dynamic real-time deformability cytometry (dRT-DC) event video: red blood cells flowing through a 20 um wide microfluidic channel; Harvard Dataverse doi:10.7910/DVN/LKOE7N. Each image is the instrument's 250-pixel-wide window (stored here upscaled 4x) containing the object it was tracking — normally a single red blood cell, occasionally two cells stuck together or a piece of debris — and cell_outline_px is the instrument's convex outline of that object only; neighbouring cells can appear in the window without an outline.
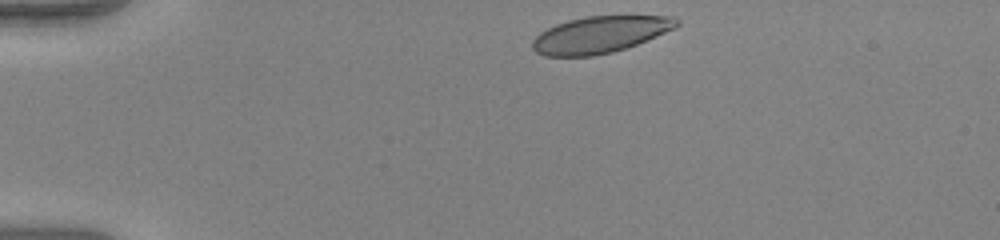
{"species": "human", "species_latin": "Homo sapiens", "temperature_condition": "warm", "stored_images_in_passage": 42, "camera_frame_rate_fps": 3000, "um_per_image_px": 0.085, "donor": {"sex": "female"}, "frame": {"image": 1, "passage_image": 1, "time_ms": 0.0, "image_size_px": [1000, 240], "cell_outline_px": [[680, 24], [676, 28], [636, 44], [612, 52], [592, 56], [544, 56], [536, 52], [532, 48], [532, 40], [540, 32], [556, 24], [568, 20], [588, 16], [672, 16], [680, 20]], "centroid_in_image_um": [50.99, 2.94], "position_along_channel_um": 34.0, "area_um2": 30.69}}
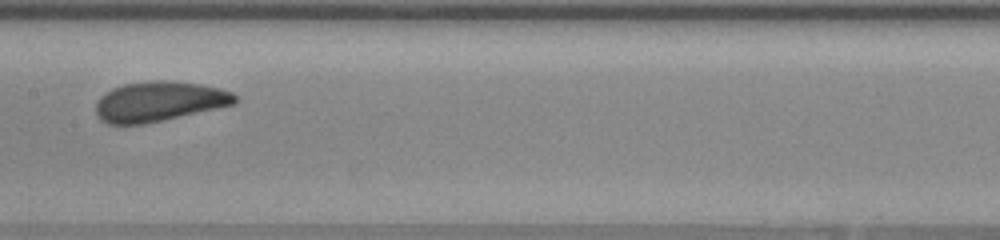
{"frame": {"image": 2, "passage_image": 18, "time_ms": 5.667, "image_size_px": [1000, 240], "cell_outline_px": [[236, 104], [144, 124], [108, 124], [100, 120], [96, 116], [96, 104], [100, 96], [112, 88], [124, 84], [152, 80], [164, 80], [200, 84], [220, 88], [232, 92], [236, 96]], "centroid_in_image_um": [13.5, 8.62], "position_along_channel_um": 193.9, "area_um2": 32.37}}
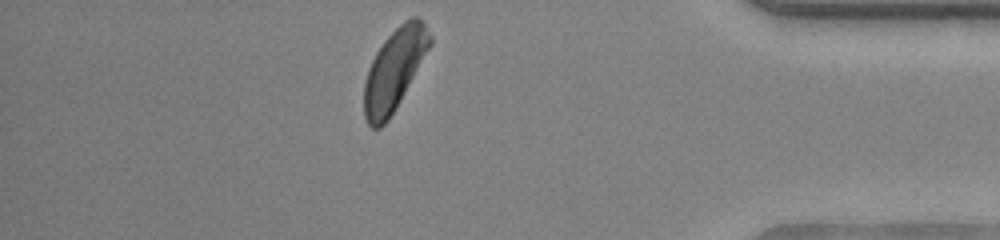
{"frame": {"image": 3, "passage_image": 36, "time_ms": 11.667, "image_size_px": [1000, 240], "cell_outline_px": [[432, 44], [396, 108], [388, 120], [380, 128], [372, 128], [368, 124], [364, 116], [364, 84], [368, 68], [376, 52], [384, 40], [404, 20], [412, 16], [416, 16], [424, 20], [432, 36]], "centroid_in_image_um": [33.54, 5.89], "position_along_channel_um": 401.7, "area_um2": 31.21}, "authors_computed_cell_mechanics": {"area_um2": 31.9923, "velocity_mm_per_s": 3.9701, "shape_relaxation_time_tau1_ms": 2.3995, "shape_relaxation_time_tau2_ms": 0.7125, "deformation_change_tau1": 0.1294, "deformation_change_tau2": 0.0605}}